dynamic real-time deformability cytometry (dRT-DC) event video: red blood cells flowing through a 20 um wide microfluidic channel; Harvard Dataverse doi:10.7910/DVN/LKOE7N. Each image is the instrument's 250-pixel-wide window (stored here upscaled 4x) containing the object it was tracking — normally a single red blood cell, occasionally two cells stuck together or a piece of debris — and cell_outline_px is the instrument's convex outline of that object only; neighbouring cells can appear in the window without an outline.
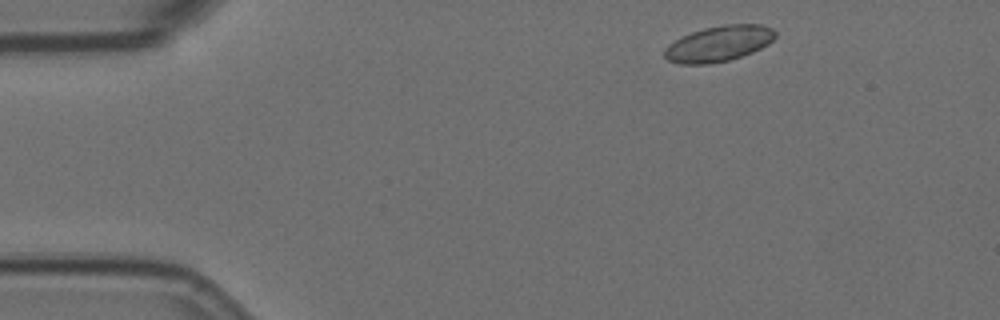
{"species": "Egyptian fruit bat (a non-hibernating species)", "species_latin": "Rousettus aegyptiacus", "temperature_condition": "room temperature", "stored_images_in_passage": 9, "camera_frame_rate_fps": 3000, "um_per_image_px": 0.085, "animal": {"sex": "female"}, "frame": {"image": 1, "passage_image": 1, "time_ms": 0.0, "image_size_px": [1000, 320], "cell_outline_px": [[776, 36], [768, 44], [752, 52], [728, 60], [704, 64], [680, 64], [668, 60], [664, 56], [664, 48], [668, 44], [680, 36], [704, 28], [724, 24], [760, 24], [772, 28], [776, 32]], "centroid_in_image_um": [61.07, 3.7], "position_along_channel_um": 23.9, "area_um2": 23.0}}
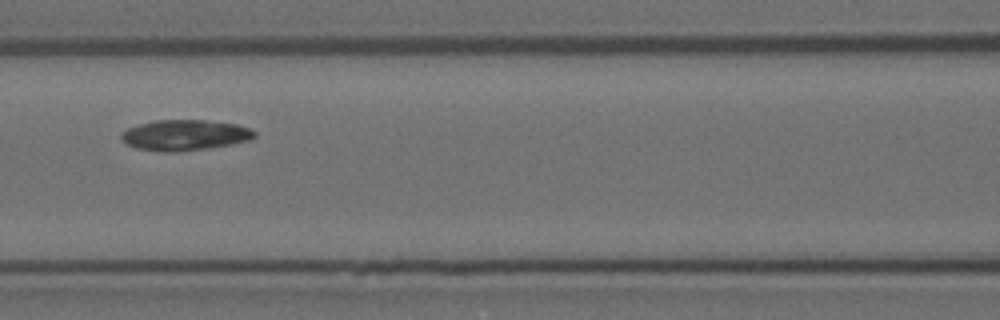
{"frame": {"image": 2, "passage_image": 6, "time_ms": 1.667, "image_size_px": [1000, 320], "cell_outline_px": [[256, 136], [248, 140], [232, 144], [208, 148], [176, 152], [168, 152], [136, 148], [120, 140], [120, 132], [128, 128], [140, 124], [156, 120], [204, 120], [236, 124], [252, 128], [256, 132]], "centroid_in_image_um": [15.71, 11.48], "position_along_channel_um": 150.9, "area_um2": 23.81}}
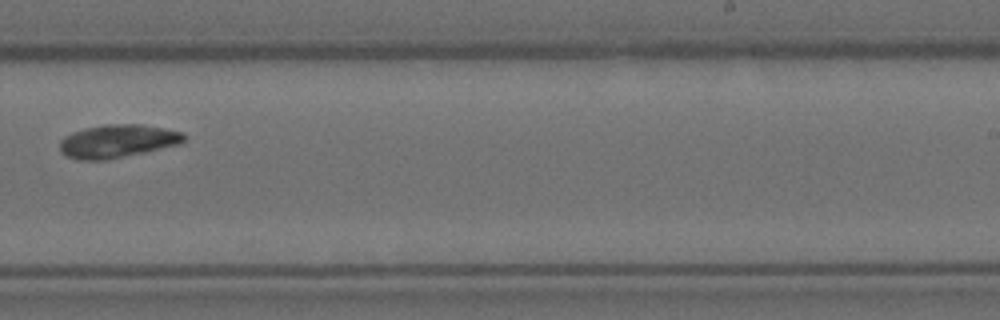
{"frame": {"image": 3, "passage_image": 9, "time_ms": 2.667, "image_size_px": [1000, 320], "cell_outline_px": [[184, 140], [180, 144], [144, 152], [104, 160], [80, 160], [68, 156], [60, 152], [60, 140], [64, 136], [72, 132], [84, 128], [104, 124], [140, 124], [184, 132]], "centroid_in_image_um": [9.96, 11.99], "position_along_channel_um": 279.0, "area_um2": 23.87}}